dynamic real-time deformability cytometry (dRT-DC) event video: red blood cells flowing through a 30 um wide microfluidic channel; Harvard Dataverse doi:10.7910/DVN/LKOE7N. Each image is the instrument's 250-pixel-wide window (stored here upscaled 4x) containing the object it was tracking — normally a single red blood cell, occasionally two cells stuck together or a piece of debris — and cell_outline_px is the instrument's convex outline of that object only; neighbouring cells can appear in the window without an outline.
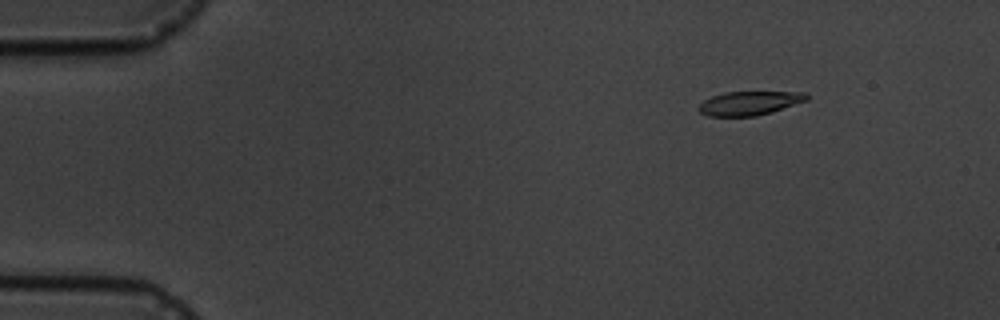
{"species": "common noctule bat (a hibernating species)", "species_latin": "Nyctalus noctula", "temperature_condition": "cold", "stored_images_in_passage": 5, "camera_frame_rate_fps": 3000, "um_per_image_px": 0.085, "animal": {"sex": "male", "body_mass_g": 19.5, "forearm_length_mm": 54.6}, "frame": {"image": 1, "passage_image": 5, "time_ms": 6.667, "image_size_px": [1000, 320], "cell_outline_px": [[808, 100], [772, 112], [756, 116], [708, 116], [700, 112], [696, 108], [704, 100], [712, 96], [724, 92], [808, 92]], "centroid_in_image_um": [63.7, 8.77], "position_along_channel_um": 21.3, "area_um2": 15.09}}